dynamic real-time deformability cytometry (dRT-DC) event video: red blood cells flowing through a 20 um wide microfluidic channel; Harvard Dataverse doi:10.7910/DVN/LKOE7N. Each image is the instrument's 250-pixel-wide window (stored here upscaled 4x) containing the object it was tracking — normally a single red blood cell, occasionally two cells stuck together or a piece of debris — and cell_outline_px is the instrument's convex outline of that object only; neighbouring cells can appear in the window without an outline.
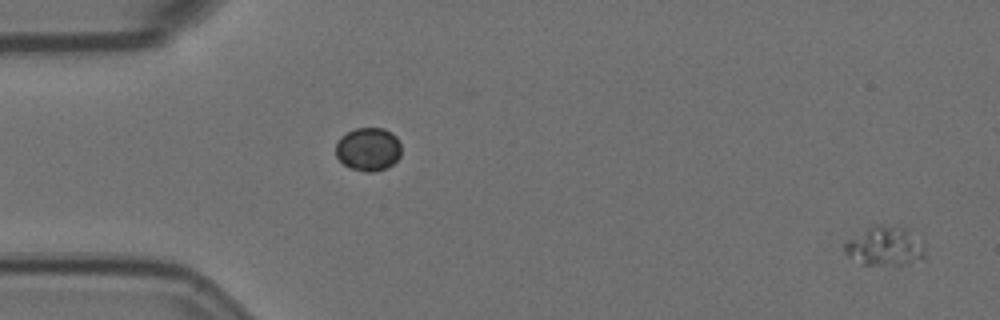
{"species": "Egyptian fruit bat (a non-hibernating species)", "species_latin": "Rousettus aegyptiacus", "temperature_condition": "room temperature", "stored_images_in_passage": 5, "segment_of_instrument_passage": [2, 2], "camera_frame_rate_fps": 3000, "um_per_image_px": 0.085, "animal": {"sex": "female"}, "frame": {"image": 1, "passage_image": 5, "time_ms": 1.333, "image_size_px": [1000, 320], "cell_outline_px": [[924, 260], [900, 264], [864, 264], [848, 256], [844, 252], [844, 244], [848, 240], [872, 224], [880, 224], [912, 228], [924, 240]], "centroid_in_image_um": [75.29, 20.87], "position_along_channel_um": 9.7, "area_um2": 18.79}}